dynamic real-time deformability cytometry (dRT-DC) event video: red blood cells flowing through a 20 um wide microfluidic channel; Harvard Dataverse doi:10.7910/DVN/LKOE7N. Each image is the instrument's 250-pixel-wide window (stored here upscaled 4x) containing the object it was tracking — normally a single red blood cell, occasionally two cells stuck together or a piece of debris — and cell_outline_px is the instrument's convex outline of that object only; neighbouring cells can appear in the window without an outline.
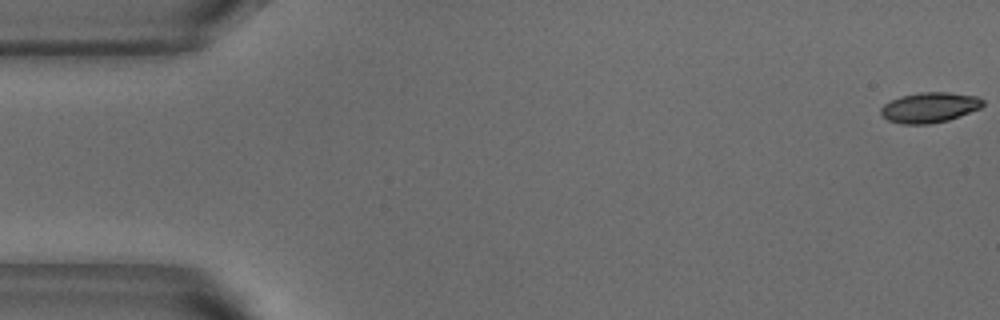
{"species": "common noctule bat (a hibernating species)", "species_latin": "Nyctalus noctula", "temperature_condition": "warm", "stored_images_in_passage": 8, "camera_frame_rate_fps": 3000, "um_per_image_px": 0.085, "animal": {"sex": "male", "body_mass_g": 18.8}, "frame": {"image": 1, "passage_image": 1, "time_ms": 0.0, "image_size_px": [1000, 320], "cell_outline_px": [[984, 104], [980, 108], [960, 116], [948, 120], [928, 124], [900, 124], [888, 120], [880, 112], [880, 108], [884, 104], [900, 96], [920, 92], [948, 92], [976, 96], [984, 100]], "centroid_in_image_um": [79.01, 9.13], "position_along_channel_um": 6.0, "area_um2": 17.98}}